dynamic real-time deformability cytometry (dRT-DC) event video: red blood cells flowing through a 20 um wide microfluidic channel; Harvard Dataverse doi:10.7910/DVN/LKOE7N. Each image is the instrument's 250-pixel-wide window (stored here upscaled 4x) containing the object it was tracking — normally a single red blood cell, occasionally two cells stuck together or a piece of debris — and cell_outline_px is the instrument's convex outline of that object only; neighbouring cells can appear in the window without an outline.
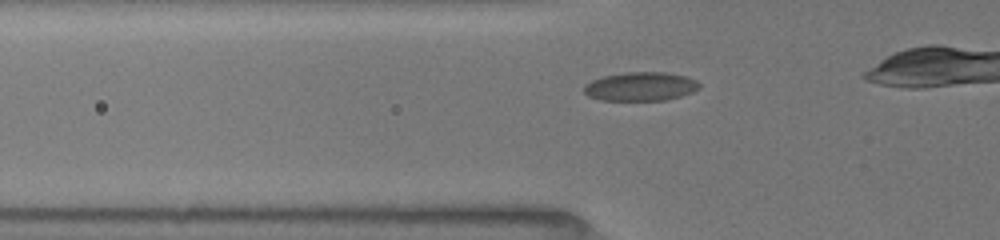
{"species": "common noctule bat (a hibernating species)", "species_latin": "Nyctalus noctula", "temperature_condition": "room temperature", "stored_images_in_passage": 35, "camera_frame_rate_fps": 3000, "um_per_image_px": 0.085, "animal": {"sex": "female", "body_mass_g": 19.5, "forearm_length_mm": 54.1}, "frame": {"image": 1, "passage_image": 11, "time_ms": 3.333, "image_size_px": [1000, 240], "cell_outline_px": [[700, 88], [692, 92], [680, 96], [664, 100], [600, 100], [588, 96], [584, 92], [584, 84], [592, 80], [604, 76], [624, 72], [664, 72], [688, 76], [696, 80], [700, 84]], "centroid_in_image_um": [54.45, 7.34], "position_along_channel_um": 71.3, "area_um2": 19.42}}
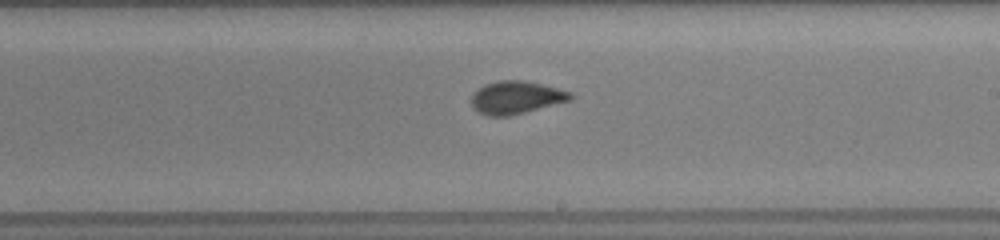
{"frame": {"image": 2, "passage_image": 24, "time_ms": 7.667, "image_size_px": [1000, 240], "cell_outline_px": [[572, 100], [508, 116], [488, 116], [476, 112], [472, 108], [472, 92], [484, 84], [500, 80], [524, 80], [572, 92]], "centroid_in_image_um": [43.82, 8.29], "position_along_channel_um": 245.2, "area_um2": 18.96}}
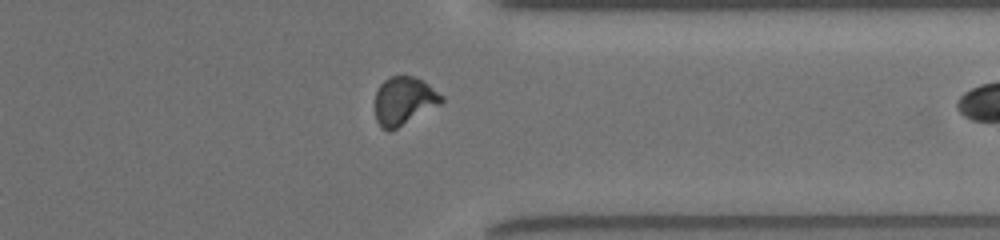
{"frame": {"image": 3, "passage_image": 34, "time_ms": 11.0, "image_size_px": [1000, 240], "cell_outline_px": [[444, 100], [440, 104], [396, 128], [388, 132], [376, 120], [376, 92], [380, 84], [384, 80], [392, 76], [416, 76], [424, 80], [444, 96]], "centroid_in_image_um": [34.36, 8.53], "position_along_channel_um": 377.0, "area_um2": 18.44}}